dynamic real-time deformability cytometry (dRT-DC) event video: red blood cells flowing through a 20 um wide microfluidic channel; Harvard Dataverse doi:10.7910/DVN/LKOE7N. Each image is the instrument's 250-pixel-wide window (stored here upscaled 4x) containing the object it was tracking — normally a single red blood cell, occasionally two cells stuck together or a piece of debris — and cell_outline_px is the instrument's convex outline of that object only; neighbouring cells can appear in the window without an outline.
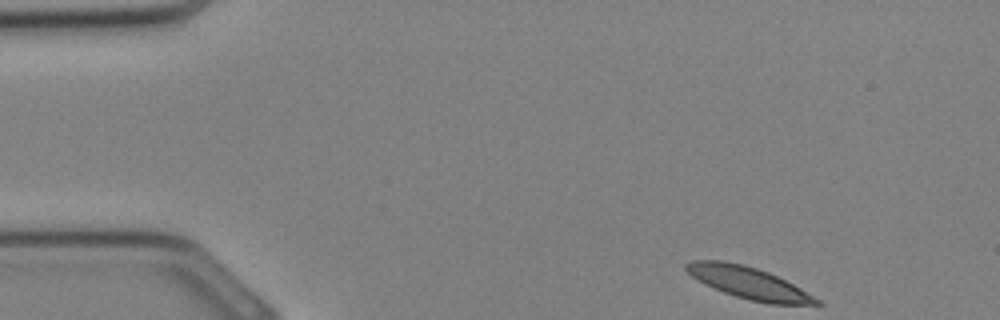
{"species": "Egyptian fruit bat (a non-hibernating species)", "species_latin": "Rousettus aegyptiacus", "temperature_condition": "cold", "stored_images_in_passage": 31, "camera_frame_rate_fps": 3000, "um_per_image_px": 0.085, "animal": {"sex": "female"}, "frame": {"image": 1, "passage_image": 1, "time_ms": 0.0, "image_size_px": [1000, 320], "cell_outline_px": [[824, 304], [768, 304], [736, 296], [724, 292], [704, 284], [692, 276], [684, 268], [684, 264], [692, 260], [724, 260], [744, 264], [768, 272], [800, 288], [820, 300]], "centroid_in_image_um": [63.59, 24.02], "position_along_channel_um": 21.4, "area_um2": 23.93}}
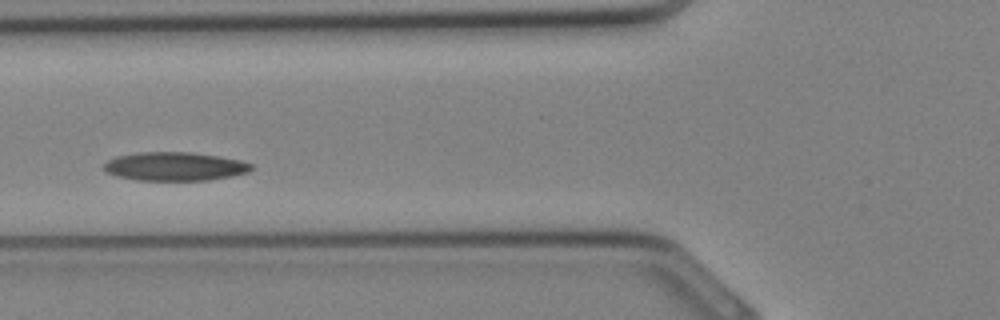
{"frame": {"image": 2, "passage_image": 10, "time_ms": 3.0, "image_size_px": [1000, 320], "cell_outline_px": [[252, 168], [248, 172], [232, 176], [208, 180], [136, 180], [116, 176], [108, 172], [104, 168], [104, 164], [108, 160], [116, 156], [136, 152], [188, 152], [216, 156], [240, 160], [252, 164]], "centroid_in_image_um": [14.83, 14.14], "position_along_channel_um": 111.0, "area_um2": 24.45}}
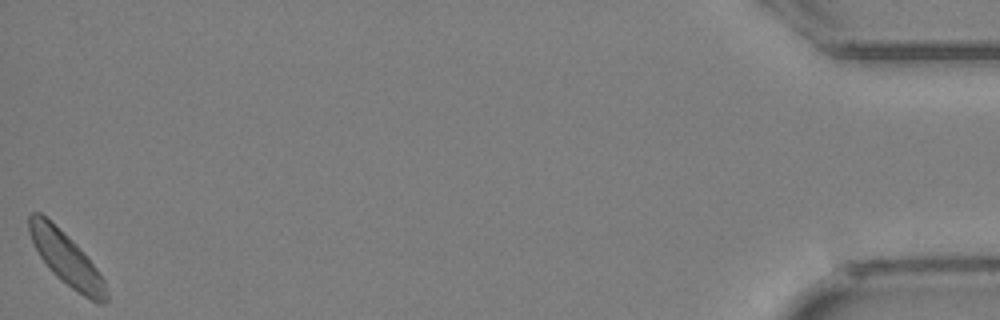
{"frame": {"image": 3, "passage_image": 31, "time_ms": 10.0, "image_size_px": [1000, 320], "cell_outline_px": [[108, 300], [104, 304], [96, 304], [72, 288], [56, 276], [48, 268], [40, 256], [28, 232], [28, 216], [32, 212], [40, 212], [68, 236], [84, 252], [96, 268], [104, 280], [108, 292]], "centroid_in_image_um": [5.65, 22.01], "position_along_channel_um": 429.5, "area_um2": 23.64}}